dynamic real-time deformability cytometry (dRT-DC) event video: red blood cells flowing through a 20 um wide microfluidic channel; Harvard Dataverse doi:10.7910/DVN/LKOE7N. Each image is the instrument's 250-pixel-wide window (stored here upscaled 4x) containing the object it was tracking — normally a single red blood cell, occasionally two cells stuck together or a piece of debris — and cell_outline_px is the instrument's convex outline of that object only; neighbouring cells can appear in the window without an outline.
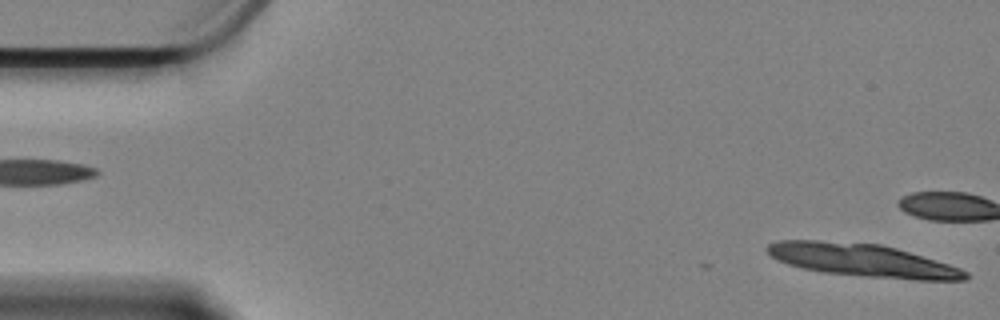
{"species": "Egyptian fruit bat (a non-hibernating species)", "species_latin": "Rousettus aegyptiacus", "temperature_condition": "cold", "stored_images_in_passage": 5, "camera_frame_rate_fps": 3000, "um_per_image_px": 0.085, "animal": {"sex": "female"}, "frame": {"image": 1, "passage_image": 1, "time_ms": 0.0, "image_size_px": [1000, 320], "cell_outline_px": [[968, 280], [916, 280], [864, 276], [824, 272], [804, 268], [788, 264], [772, 256], [764, 248], [768, 244], [780, 240], [816, 240], [880, 244], [896, 248], [948, 264], [960, 268], [968, 272]], "centroid_in_image_um": [73.32, 22.12], "position_along_channel_um": 11.7, "area_um2": 37.51}}